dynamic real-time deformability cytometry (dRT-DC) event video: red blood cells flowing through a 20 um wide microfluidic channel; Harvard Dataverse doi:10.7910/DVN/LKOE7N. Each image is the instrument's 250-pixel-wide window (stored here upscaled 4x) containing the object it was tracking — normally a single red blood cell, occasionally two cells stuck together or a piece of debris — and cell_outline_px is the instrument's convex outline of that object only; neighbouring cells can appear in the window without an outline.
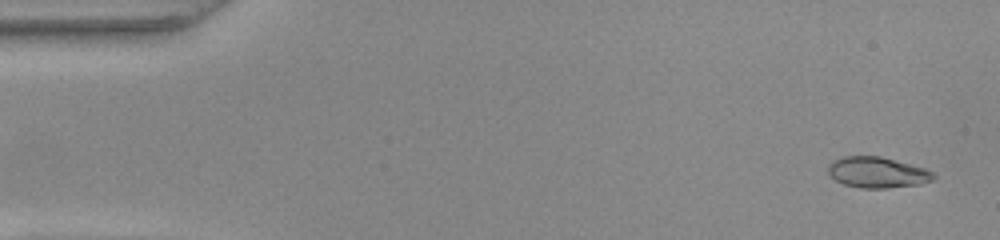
{"species": "common noctule bat (a hibernating species)", "species_latin": "Nyctalus noctula", "temperature_condition": "warm", "stored_images_in_passage": 50, "camera_frame_rate_fps": 3000, "um_per_image_px": 0.085, "animal": {"sex": "female", "body_mass_g": 22.0, "forearm_length_mm": 56.7}, "frame": {"image": 1, "passage_image": 2, "time_ms": 0.333, "image_size_px": [1000, 240], "cell_outline_px": [[936, 176], [932, 180], [920, 184], [888, 188], [860, 188], [844, 184], [836, 180], [828, 172], [828, 164], [832, 160], [840, 156], [880, 156], [912, 164], [924, 168], [932, 172]], "centroid_in_image_um": [74.55, 14.64], "position_along_channel_um": 10.4, "area_um2": 19.02}}
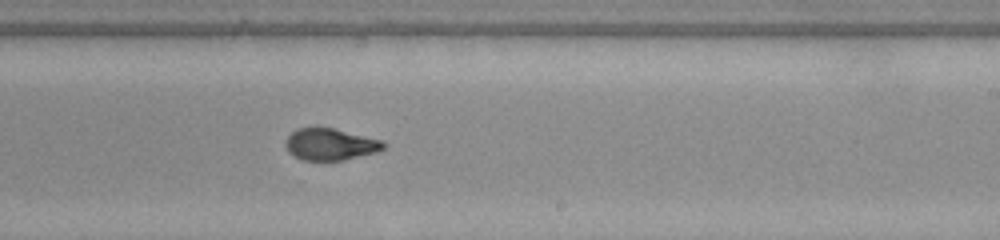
{"frame": {"image": 2, "passage_image": 30, "time_ms": 9.667, "image_size_px": [1000, 240], "cell_outline_px": [[388, 144], [384, 148], [376, 152], [344, 160], [304, 160], [288, 152], [284, 144], [284, 140], [296, 128], [332, 128], [384, 140]], "centroid_in_image_um": [28.09, 12.26], "position_along_channel_um": 260.9, "area_um2": 18.15}}
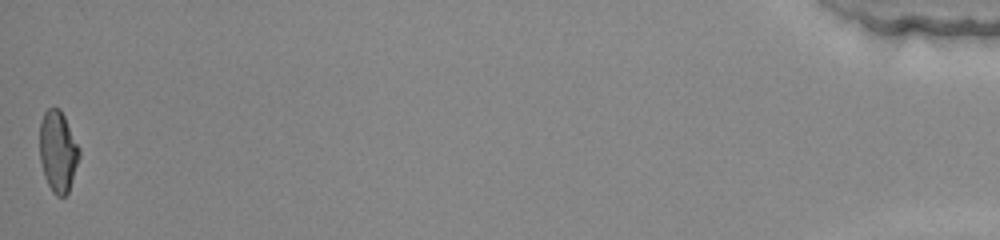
{"frame": {"image": 3, "passage_image": 50, "time_ms": 16.333, "image_size_px": [1000, 240], "cell_outline_px": [[80, 156], [68, 192], [64, 196], [56, 196], [52, 192], [44, 176], [40, 160], [40, 120], [44, 112], [48, 108], [60, 108], [80, 148]], "centroid_in_image_um": [4.92, 12.86], "position_along_channel_um": 430.3, "area_um2": 18.73}, "authors_computed_cell_mechanics": {"area_um2": 18.9006, "velocity_mm_per_s": 4.0581, "shape_relaxation_time_tau1_ms": 5.9438, "shape_relaxation_time_tau2_ms": 1.0356, "deformation_change_tau1": 0.2667, "deformation_change_tau2": 0.0716}}